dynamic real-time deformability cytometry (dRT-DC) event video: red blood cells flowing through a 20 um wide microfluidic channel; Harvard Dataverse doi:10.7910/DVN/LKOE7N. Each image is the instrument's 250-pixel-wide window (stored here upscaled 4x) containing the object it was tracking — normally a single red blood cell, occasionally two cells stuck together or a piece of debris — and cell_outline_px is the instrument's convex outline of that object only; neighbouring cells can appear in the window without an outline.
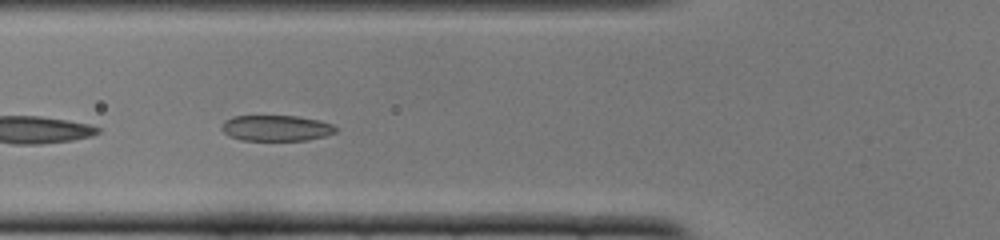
{"species": "common noctule bat (a hibernating species)", "species_latin": "Nyctalus noctula", "temperature_condition": "cold", "stored_images_in_passage": 21, "camera_frame_rate_fps": 3000, "um_per_image_px": 0.085, "animal": {"sex": "female", "body_mass_g": 22.0, "forearm_length_mm": 56.7}, "frame": {"image": 1, "passage_image": 15, "time_ms": 4.667, "image_size_px": [1000, 240], "cell_outline_px": [[340, 128], [336, 132], [324, 136], [308, 140], [240, 140], [228, 136], [220, 128], [224, 120], [232, 116], [296, 116], [320, 120], [332, 124]], "centroid_in_image_um": [23.48, 10.88], "position_along_channel_um": 102.3, "area_um2": 17.34}}